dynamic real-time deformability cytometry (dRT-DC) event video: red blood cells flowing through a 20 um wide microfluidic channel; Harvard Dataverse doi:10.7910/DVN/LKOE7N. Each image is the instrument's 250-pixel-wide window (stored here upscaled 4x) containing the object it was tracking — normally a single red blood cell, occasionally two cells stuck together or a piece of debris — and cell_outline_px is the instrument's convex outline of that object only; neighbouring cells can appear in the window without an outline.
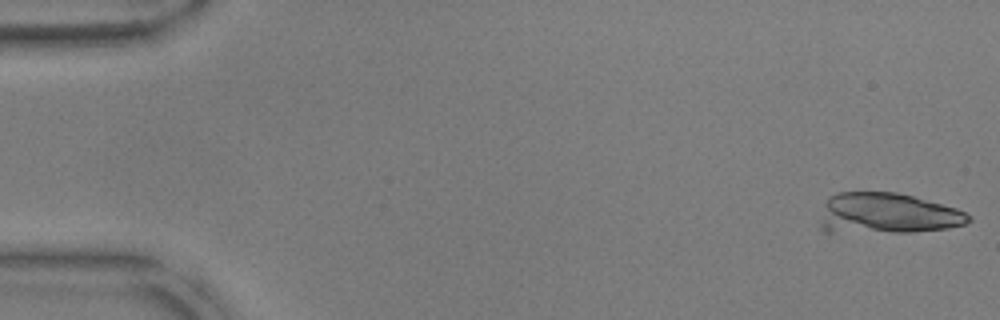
{"species": "common noctule bat (a hibernating species)", "species_latin": "Nyctalus noctula", "temperature_condition": "warm", "stored_images_in_passage": 19, "camera_frame_rate_fps": 3000, "um_per_image_px": 0.085, "animal": {"sex": "male", "body_mass_g": 17.9, "forearm_length_mm": 54.2}, "frame": {"image": 1, "passage_image": 1, "time_ms": 0.0, "image_size_px": [1000, 320], "cell_outline_px": [[972, 220], [964, 224], [948, 228], [912, 232], [828, 236], [820, 232], [820, 224], [824, 204], [828, 196], [836, 192], [896, 192], [912, 196], [956, 208], [972, 216]], "centroid_in_image_um": [75.27, 18.21], "position_along_channel_um": 9.7, "area_um2": 36.76}}